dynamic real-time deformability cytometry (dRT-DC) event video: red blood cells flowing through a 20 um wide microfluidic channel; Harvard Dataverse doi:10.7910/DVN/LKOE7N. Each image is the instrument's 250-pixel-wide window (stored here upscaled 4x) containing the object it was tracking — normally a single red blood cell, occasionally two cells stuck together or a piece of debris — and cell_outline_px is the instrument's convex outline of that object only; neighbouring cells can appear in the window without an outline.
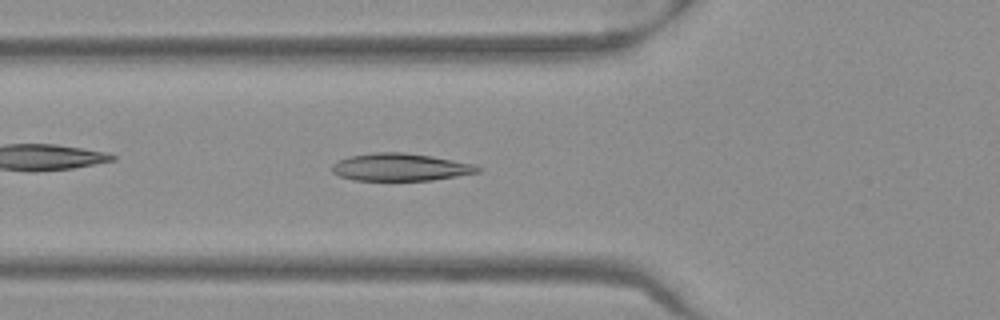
{"species": "Egyptian fruit bat (a non-hibernating species)", "species_latin": "Rousettus aegyptiacus", "temperature_condition": "warm", "stored_images_in_passage": 51, "camera_frame_rate_fps": 3000, "um_per_image_px": 0.085, "frame": {"image": 1, "passage_image": 18, "time_ms": 5.667, "image_size_px": [1000, 320], "cell_outline_px": [[480, 172], [432, 180], [352, 180], [340, 176], [332, 172], [332, 164], [348, 156], [372, 152], [400, 152], [432, 156], [476, 164], [480, 168]], "centroid_in_image_um": [34.02, 14.2], "position_along_channel_um": 91.8, "area_um2": 23.35}}
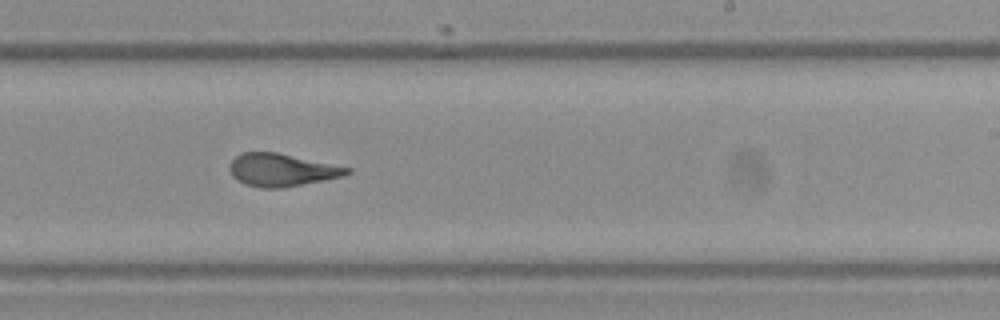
{"frame": {"image": 2, "passage_image": 31, "time_ms": 10.0, "image_size_px": [1000, 320], "cell_outline_px": [[352, 172], [344, 176], [280, 188], [260, 188], [244, 184], [232, 176], [228, 168], [232, 160], [236, 156], [244, 152], [276, 152], [352, 168]], "centroid_in_image_um": [23.93, 14.44], "position_along_channel_um": 265.1, "area_um2": 22.25}}
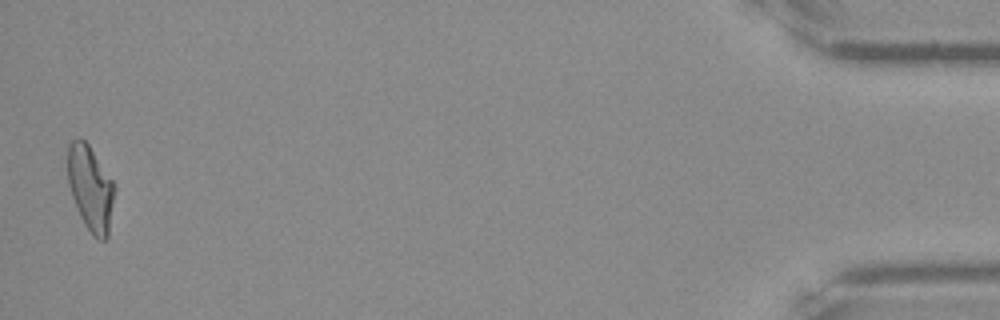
{"frame": {"image": 3, "passage_image": 50, "time_ms": 16.333, "image_size_px": [1000, 320], "cell_outline_px": [[116, 188], [108, 236], [104, 240], [100, 240], [92, 236], [84, 224], [76, 208], [68, 184], [68, 144], [72, 140], [80, 136], [88, 144], [112, 180]], "centroid_in_image_um": [7.69, 16.02], "position_along_channel_um": 427.5, "area_um2": 23.35}, "authors_computed_cell_mechanics": {"area_um2": 23.3512, "velocity_mm_per_s": 3.9787, "shape_relaxation_time_tau1_ms": 5.5188, "shape_relaxation_time_tau2_ms": 1.6351, "deformation_change_tau1": 0.1966, "deformation_change_tau2": 0.0743}}